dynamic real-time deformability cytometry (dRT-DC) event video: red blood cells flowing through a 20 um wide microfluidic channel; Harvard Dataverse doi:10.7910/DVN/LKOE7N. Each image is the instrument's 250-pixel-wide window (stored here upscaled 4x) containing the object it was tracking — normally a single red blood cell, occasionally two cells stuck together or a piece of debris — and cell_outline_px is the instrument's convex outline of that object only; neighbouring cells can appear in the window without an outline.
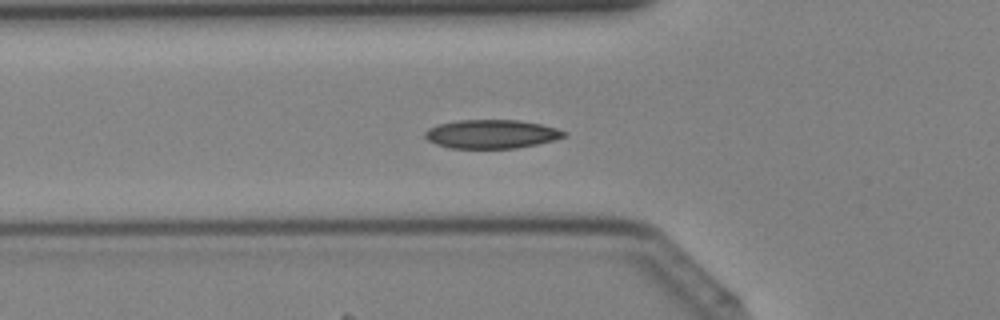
{"species": "Egyptian fruit bat (a non-hibernating species)", "species_latin": "Rousettus aegyptiacus", "temperature_condition": "cold", "stored_images_in_passage": 33, "camera_frame_rate_fps": 3000, "um_per_image_px": 0.085, "animal": {"sex": "female"}, "frame": {"image": 1, "passage_image": 11, "time_ms": 3.333, "image_size_px": [1000, 320], "cell_outline_px": [[568, 136], [536, 144], [516, 148], [452, 148], [436, 144], [428, 140], [424, 136], [424, 132], [428, 128], [440, 124], [456, 120], [520, 120], [540, 124], [556, 128], [568, 132]], "centroid_in_image_um": [41.78, 11.39], "position_along_channel_um": 84.0, "area_um2": 23.24}}
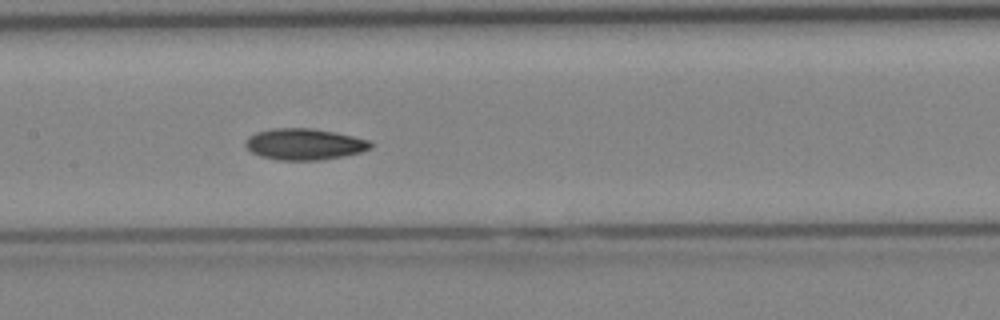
{"frame": {"image": 2, "passage_image": 17, "time_ms": 5.333, "image_size_px": [1000, 320], "cell_outline_px": [[372, 148], [360, 152], [344, 156], [320, 160], [280, 160], [260, 156], [252, 152], [244, 144], [248, 136], [256, 132], [272, 128], [312, 128], [336, 132], [368, 140], [372, 144]], "centroid_in_image_um": [25.86, 12.25], "position_along_channel_um": 181.5, "area_um2": 22.83}}
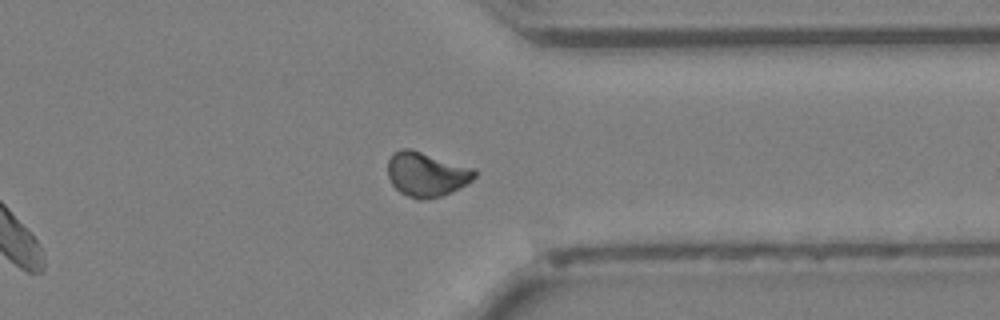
{"frame": {"image": 3, "passage_image": 29, "time_ms": 9.333, "image_size_px": [1000, 320], "cell_outline_px": [[476, 176], [472, 180], [452, 192], [440, 196], [420, 200], [408, 196], [400, 192], [392, 184], [388, 176], [388, 160], [392, 152], [400, 148], [408, 148], [476, 168]], "centroid_in_image_um": [36.24, 14.8], "position_along_channel_um": 375.2, "area_um2": 22.54}}